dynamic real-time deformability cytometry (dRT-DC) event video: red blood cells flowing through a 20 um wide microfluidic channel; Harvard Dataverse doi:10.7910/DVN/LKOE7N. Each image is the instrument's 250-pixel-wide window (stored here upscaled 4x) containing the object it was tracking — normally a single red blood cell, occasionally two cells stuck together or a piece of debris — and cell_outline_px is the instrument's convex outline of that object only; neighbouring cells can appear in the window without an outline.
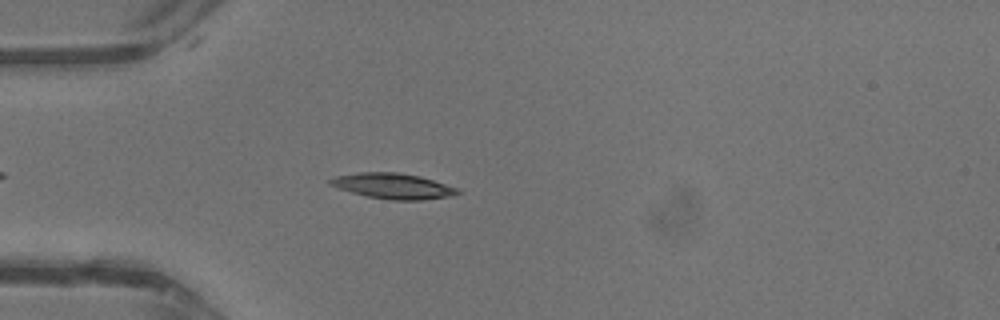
{"species": "common noctule bat (a hibernating species)", "species_latin": "Nyctalus noctula", "temperature_condition": "warm", "stored_images_in_passage": 35, "camera_frame_rate_fps": 3000, "um_per_image_px": 0.085, "animal": {"sex": "male", "body_mass_g": 13.3}, "frame": {"image": 1, "passage_image": 5, "time_ms": 1.333, "image_size_px": [1000, 320], "cell_outline_px": [[464, 192], [452, 196], [420, 200], [392, 200], [368, 196], [336, 188], [328, 184], [328, 180], [336, 176], [356, 172], [396, 172], [420, 176], [456, 188]], "centroid_in_image_um": [33.38, 15.81], "position_along_channel_um": 51.6, "area_um2": 18.9}}
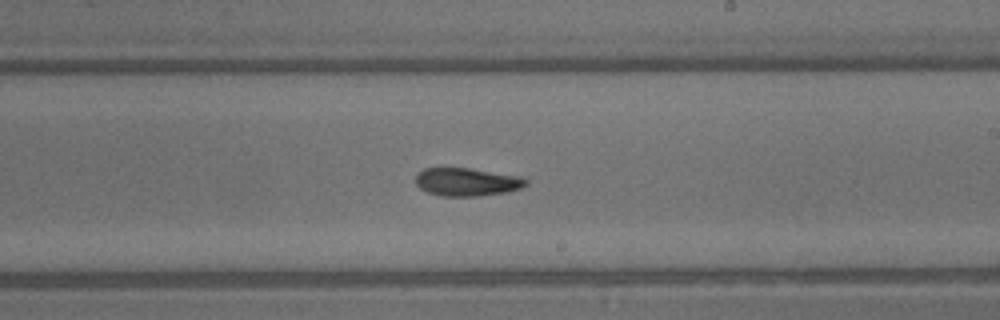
{"frame": {"image": 2, "passage_image": 18, "time_ms": 5.667, "image_size_px": [1000, 320], "cell_outline_px": [[528, 184], [520, 188], [508, 192], [480, 196], [440, 196], [428, 192], [420, 188], [416, 184], [416, 172], [424, 168], [468, 168], [520, 176], [528, 180]], "centroid_in_image_um": [39.68, 15.47], "position_along_channel_um": 249.3, "area_um2": 18.15}}
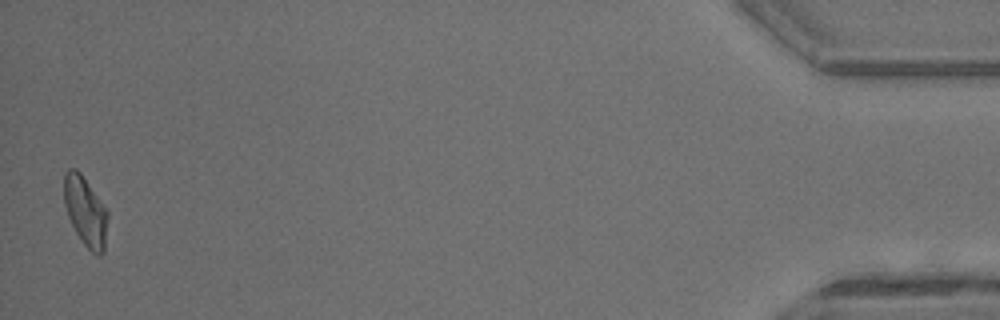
{"frame": {"image": 3, "passage_image": 35, "time_ms": 11.333, "image_size_px": [1000, 320], "cell_outline_px": [[108, 216], [104, 252], [100, 256], [96, 256], [84, 244], [76, 232], [68, 216], [64, 204], [64, 172], [68, 168], [76, 168], [80, 172], [108, 212]], "centroid_in_image_um": [7.26, 17.97], "position_along_channel_um": 427.9, "area_um2": 17.57}, "authors_computed_cell_mechanics": {"area_um2": 17.918, "velocity_mm_per_s": 4.8337, "shape_relaxation_time_tau1_ms": 9.1831, "shape_relaxation_time_tau2_ms": 4.7234, "deformation_change_tau1": 0.2629, "deformation_change_tau2": 0.1627}}